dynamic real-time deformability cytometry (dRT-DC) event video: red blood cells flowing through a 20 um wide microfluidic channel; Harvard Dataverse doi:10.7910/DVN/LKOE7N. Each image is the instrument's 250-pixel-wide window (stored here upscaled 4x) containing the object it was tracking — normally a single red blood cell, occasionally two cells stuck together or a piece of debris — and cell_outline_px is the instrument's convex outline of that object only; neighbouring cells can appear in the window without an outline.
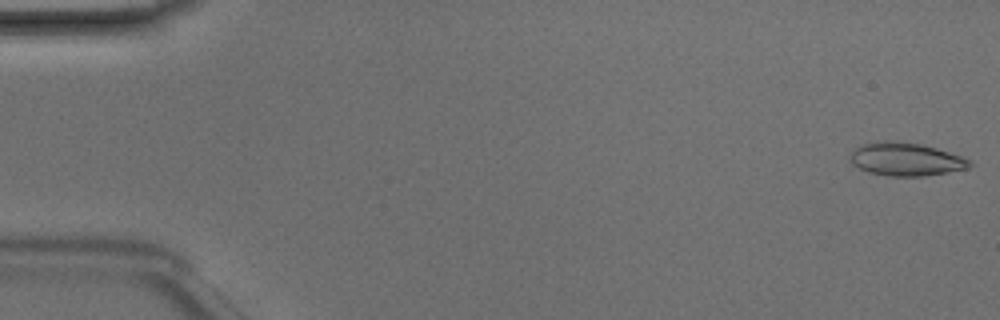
{"species": "Egyptian fruit bat (a non-hibernating species)", "species_latin": "Rousettus aegyptiacus", "temperature_condition": "room temperature", "stored_images_in_passage": 48, "camera_frame_rate_fps": 3000, "um_per_image_px": 0.085, "animal": {"sex": "male"}, "frame": {"image": 1, "passage_image": 1, "time_ms": 0.0, "image_size_px": [1000, 320], "cell_outline_px": [[972, 164], [968, 168], [924, 176], [888, 176], [868, 172], [852, 164], [852, 152], [856, 148], [864, 144], [884, 140], [896, 140], [920, 144], [936, 148], [972, 160]], "centroid_in_image_um": [77.01, 13.53], "position_along_channel_um": 8.0, "area_um2": 22.83}}
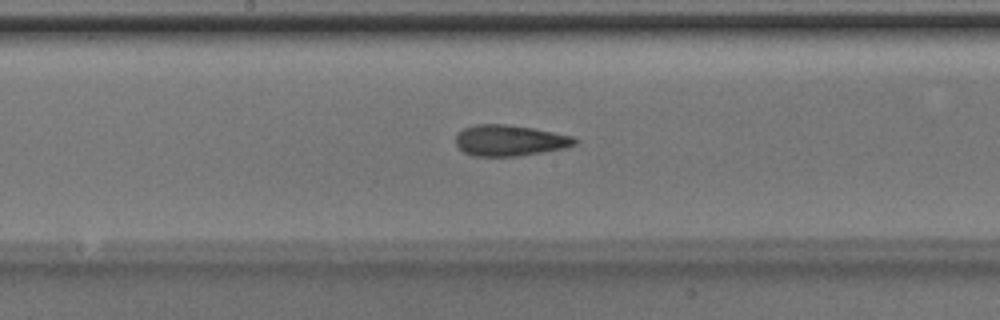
{"frame": {"image": 2, "passage_image": 25, "time_ms": 8.0, "image_size_px": [1000, 320], "cell_outline_px": [[576, 144], [568, 148], [544, 152], [516, 156], [472, 156], [464, 152], [456, 144], [456, 136], [464, 128], [476, 124], [508, 124], [532, 128], [572, 136], [576, 140]], "centroid_in_image_um": [43.33, 11.94], "position_along_channel_um": 204.9, "area_um2": 21.44}}
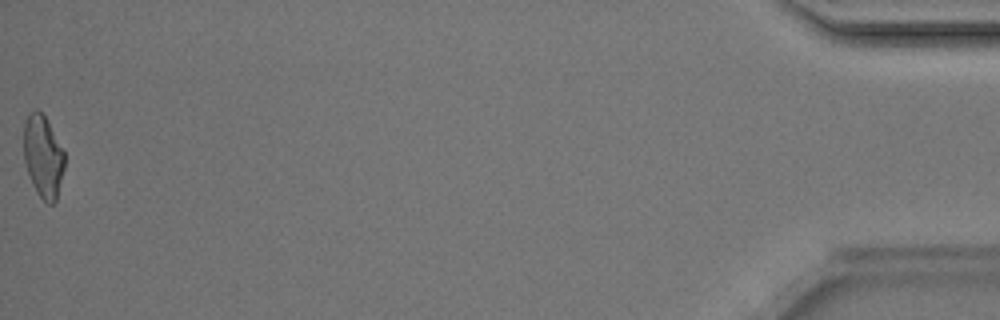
{"frame": {"image": 3, "passage_image": 48, "time_ms": 15.667, "image_size_px": [1000, 320], "cell_outline_px": [[64, 168], [56, 200], [52, 204], [48, 204], [36, 192], [28, 172], [24, 160], [24, 124], [28, 112], [36, 108], [44, 116], [64, 152]], "centroid_in_image_um": [3.65, 13.29], "position_along_channel_um": 431.6, "area_um2": 19.25}, "authors_computed_cell_mechanics": {"area_um2": 21.3282, "velocity_mm_per_s": 4.2498, "shape_relaxation_time_tau1_ms": 10.6156, "shape_relaxation_time_tau2_ms": 2.662, "deformation_change_tau1": 0.2341, "deformation_change_tau2": 0.1229}}